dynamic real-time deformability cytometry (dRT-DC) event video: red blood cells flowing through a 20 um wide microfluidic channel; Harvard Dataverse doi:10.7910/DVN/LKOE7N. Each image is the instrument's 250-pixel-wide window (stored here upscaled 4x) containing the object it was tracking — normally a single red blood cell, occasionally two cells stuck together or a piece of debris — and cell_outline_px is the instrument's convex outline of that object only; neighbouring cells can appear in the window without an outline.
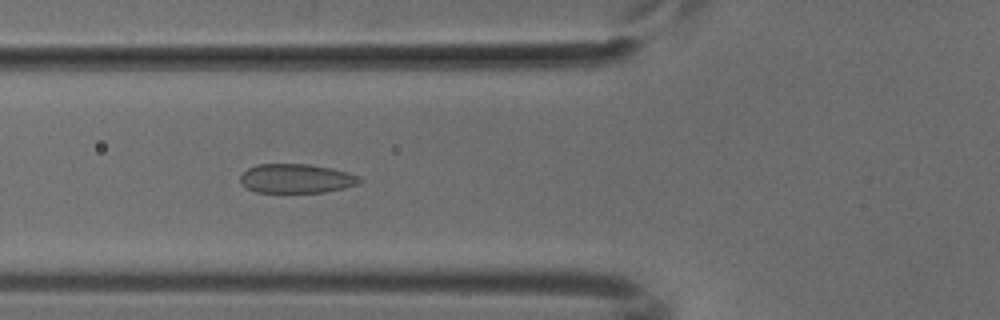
{"species": "common noctule bat (a hibernating species)", "species_latin": "Nyctalus noctula", "temperature_condition": "cold", "stored_images_in_passage": 45, "camera_frame_rate_fps": 3000, "um_per_image_px": 0.085, "animal": {"sex": "male", "body_mass_g": 18.8}, "frame": {"image": 1, "passage_image": 13, "time_ms": 4.0, "image_size_px": [1000, 320], "cell_outline_px": [[360, 180], [356, 184], [344, 188], [324, 192], [256, 192], [248, 188], [240, 180], [240, 176], [248, 168], [256, 164], [308, 164], [332, 168], [348, 172], [360, 176]], "centroid_in_image_um": [25.19, 15.16], "position_along_channel_um": 100.6, "area_um2": 20.11}}
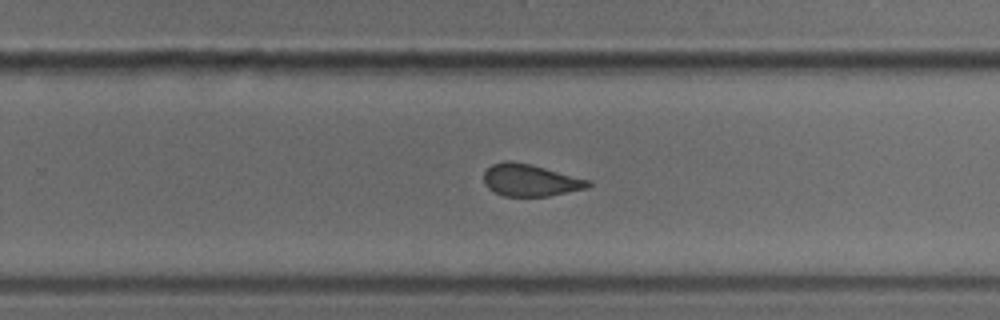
{"frame": {"image": 2, "passage_image": 27, "time_ms": 8.667, "image_size_px": [1000, 320], "cell_outline_px": [[592, 184], [588, 188], [548, 196], [504, 196], [488, 188], [484, 184], [484, 172], [492, 164], [504, 160], [512, 160], [532, 164], [592, 180]], "centroid_in_image_um": [45.1, 15.3], "position_along_channel_um": 284.7, "area_um2": 19.77}}
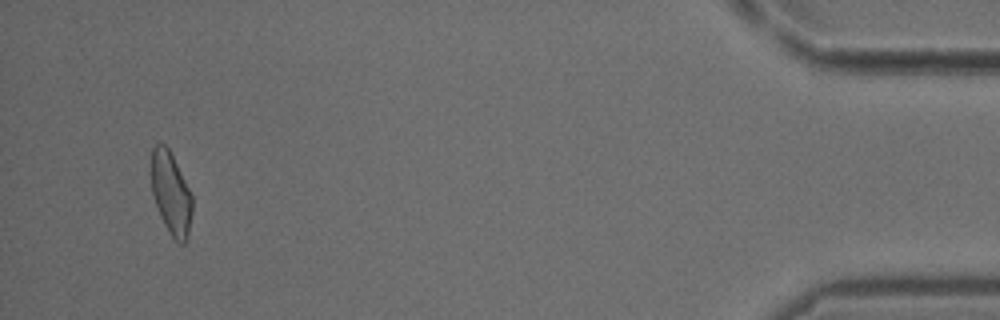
{"frame": {"image": 3, "passage_image": 43, "time_ms": 14.0, "image_size_px": [1000, 320], "cell_outline_px": [[192, 212], [188, 236], [184, 244], [180, 244], [172, 236], [164, 224], [160, 216], [152, 196], [152, 148], [156, 144], [164, 144], [168, 148], [192, 196]], "centroid_in_image_um": [14.53, 16.48], "position_along_channel_um": 420.7, "area_um2": 19.31}}